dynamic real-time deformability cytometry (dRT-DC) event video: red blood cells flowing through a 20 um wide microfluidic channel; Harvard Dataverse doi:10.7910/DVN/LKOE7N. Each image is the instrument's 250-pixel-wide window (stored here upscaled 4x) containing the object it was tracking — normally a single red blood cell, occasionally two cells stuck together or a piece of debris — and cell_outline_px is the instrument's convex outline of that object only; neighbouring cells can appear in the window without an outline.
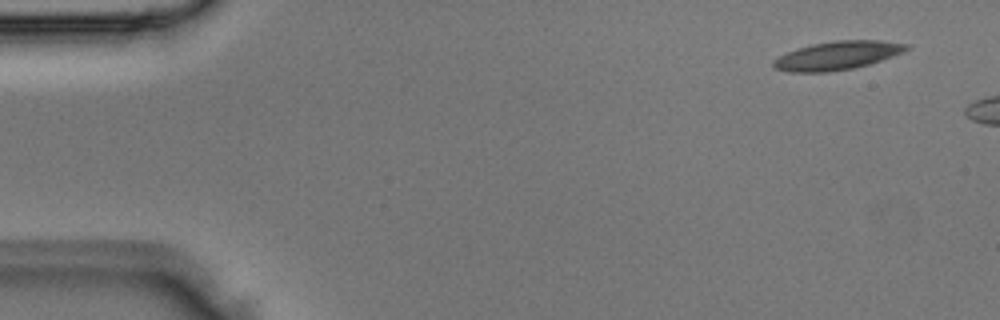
{"species": "Egyptian fruit bat (a non-hibernating species)", "species_latin": "Rousettus aegyptiacus", "temperature_condition": "room temperature", "stored_images_in_passage": 5, "camera_frame_rate_fps": 3000, "um_per_image_px": 0.085, "animal": {"sex": "male"}, "frame": {"image": 1, "passage_image": 1, "time_ms": 0.0, "image_size_px": [1000, 320], "cell_outline_px": [[912, 48], [904, 52], [868, 64], [852, 68], [828, 72], [788, 72], [772, 68], [772, 60], [788, 52], [812, 44], [836, 40], [880, 40], [908, 44]], "centroid_in_image_um": [71.17, 4.72], "position_along_channel_um": 13.8, "area_um2": 22.02}}